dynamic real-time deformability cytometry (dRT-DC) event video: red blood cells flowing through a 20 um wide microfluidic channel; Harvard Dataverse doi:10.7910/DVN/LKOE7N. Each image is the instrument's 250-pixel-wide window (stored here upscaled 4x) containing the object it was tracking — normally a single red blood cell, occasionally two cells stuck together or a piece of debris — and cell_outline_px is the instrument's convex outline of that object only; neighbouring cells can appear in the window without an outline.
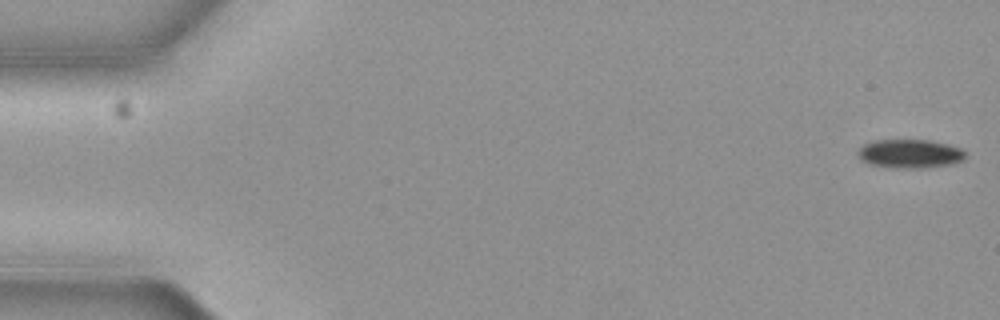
{"species": "common noctule bat (a hibernating species)", "species_latin": "Nyctalus noctula", "temperature_condition": "cold", "stored_images_in_passage": 5, "camera_frame_rate_fps": 3000, "um_per_image_px": 0.085, "animal": {"sex": "female", "body_mass_g": 19.3, "forearm_length_mm": 54.1}, "frame": {"image": 1, "passage_image": 1, "time_ms": 0.0, "image_size_px": [1000, 320], "cell_outline_px": [[964, 160], [952, 164], [924, 168], [896, 168], [868, 164], [860, 160], [856, 152], [864, 144], [872, 140], [928, 140], [948, 144], [960, 148], [964, 152]], "centroid_in_image_um": [77.3, 13.07], "position_along_channel_um": 7.7, "area_um2": 18.15}}
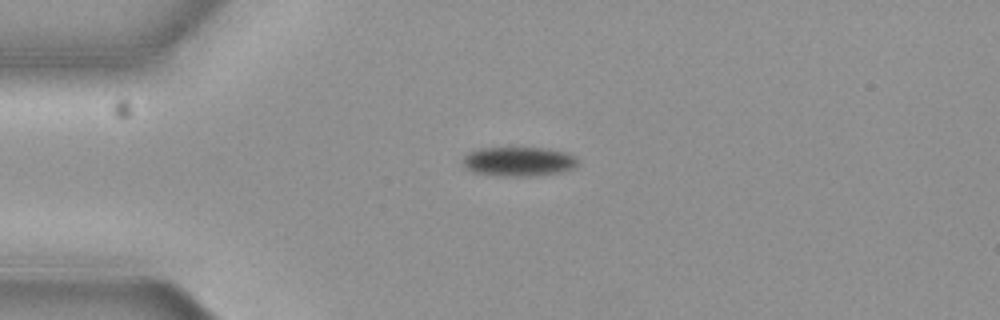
{"frame": {"image": 2, "passage_image": 4, "time_ms": 1.0, "image_size_px": [1000, 320], "cell_outline_px": [[576, 164], [572, 168], [560, 172], [536, 176], [496, 176], [472, 172], [464, 168], [464, 156], [468, 152], [480, 148], [544, 148], [564, 152], [572, 156], [576, 160]], "centroid_in_image_um": [44.01, 13.74], "position_along_channel_um": 41.0, "area_um2": 19.54}}